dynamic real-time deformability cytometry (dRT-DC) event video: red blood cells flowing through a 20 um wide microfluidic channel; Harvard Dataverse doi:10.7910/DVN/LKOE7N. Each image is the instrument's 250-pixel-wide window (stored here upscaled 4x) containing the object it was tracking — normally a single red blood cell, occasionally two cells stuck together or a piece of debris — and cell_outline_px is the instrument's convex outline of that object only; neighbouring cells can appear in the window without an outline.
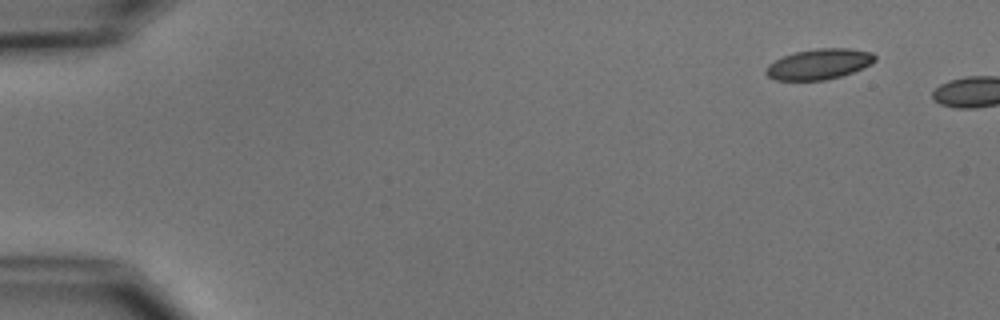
{"species": "common noctule bat (a hibernating species)", "species_latin": "Nyctalus noctula", "temperature_condition": "cold", "stored_images_in_passage": 2, "camera_frame_rate_fps": 3000, "um_per_image_px": 0.085, "animal": {"sex": "male", "body_mass_g": 15.6}, "frame": {"image": 1, "passage_image": 1, "time_ms": 0.0, "image_size_px": [1000, 320], "cell_outline_px": [[876, 60], [872, 64], [852, 72], [840, 76], [824, 80], [776, 80], [768, 76], [764, 72], [764, 68], [768, 64], [784, 56], [796, 52], [816, 48], [848, 48], [872, 52], [876, 56]], "centroid_in_image_um": [69.62, 5.44], "position_along_channel_um": 15.4, "area_um2": 19.36}}